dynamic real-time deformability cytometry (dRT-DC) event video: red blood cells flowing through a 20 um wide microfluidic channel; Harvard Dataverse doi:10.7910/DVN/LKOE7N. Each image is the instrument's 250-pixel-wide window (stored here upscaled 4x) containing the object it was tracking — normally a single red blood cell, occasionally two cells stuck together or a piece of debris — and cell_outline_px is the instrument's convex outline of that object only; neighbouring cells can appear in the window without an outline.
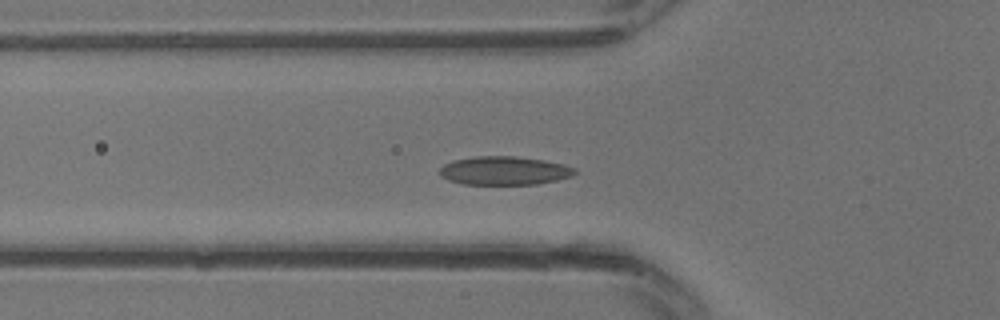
{"species": "common noctule bat (a hibernating species)", "species_latin": "Nyctalus noctula", "temperature_condition": "warm", "stored_images_in_passage": 19, "camera_frame_rate_fps": 3000, "um_per_image_px": 0.085, "animal": {"sex": "male", "body_mass_g": 13.3}, "frame": {"image": 1, "passage_image": 7, "time_ms": 2.0, "image_size_px": [1000, 320], "cell_outline_px": [[576, 172], [572, 176], [556, 180], [536, 184], [464, 184], [448, 180], [440, 176], [440, 168], [444, 164], [452, 160], [476, 156], [516, 156], [544, 160], [564, 164], [576, 168]], "centroid_in_image_um": [42.86, 14.5], "position_along_channel_um": 82.9, "area_um2": 22.54}}
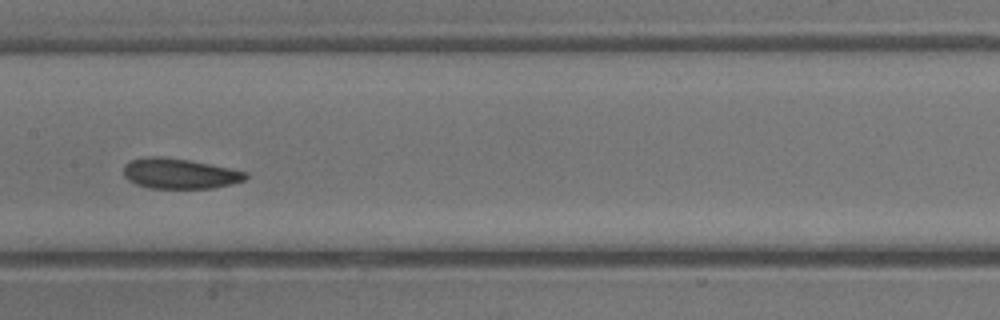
{"frame": {"image": 2, "passage_image": 12, "time_ms": 3.667, "image_size_px": [1000, 320], "cell_outline_px": [[248, 176], [244, 180], [232, 184], [212, 188], [148, 188], [136, 184], [128, 180], [124, 176], [124, 164], [132, 160], [144, 156], [164, 156], [188, 160], [248, 172]], "centroid_in_image_um": [15.24, 14.75], "position_along_channel_um": 192.2, "area_um2": 21.56}}
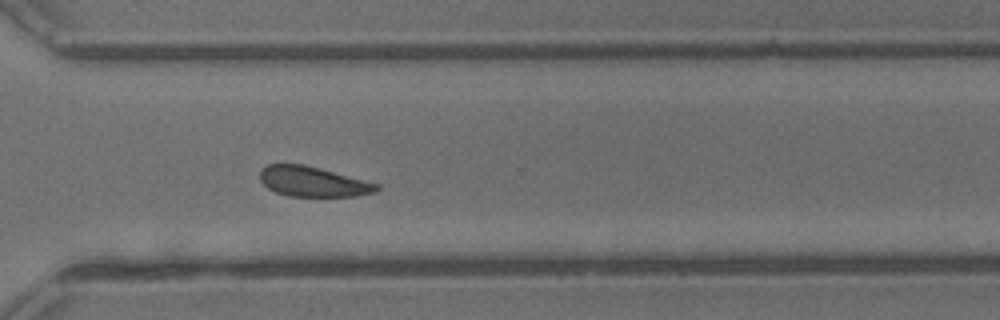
{"frame": {"image": 3, "passage_image": 19, "time_ms": 6.0, "image_size_px": [1000, 320], "cell_outline_px": [[380, 188], [376, 192], [356, 196], [288, 196], [276, 192], [268, 188], [260, 180], [260, 168], [268, 164], [304, 164], [320, 168], [380, 184]], "centroid_in_image_um": [26.6, 15.43], "position_along_channel_um": 344.0, "area_um2": 20.52}}